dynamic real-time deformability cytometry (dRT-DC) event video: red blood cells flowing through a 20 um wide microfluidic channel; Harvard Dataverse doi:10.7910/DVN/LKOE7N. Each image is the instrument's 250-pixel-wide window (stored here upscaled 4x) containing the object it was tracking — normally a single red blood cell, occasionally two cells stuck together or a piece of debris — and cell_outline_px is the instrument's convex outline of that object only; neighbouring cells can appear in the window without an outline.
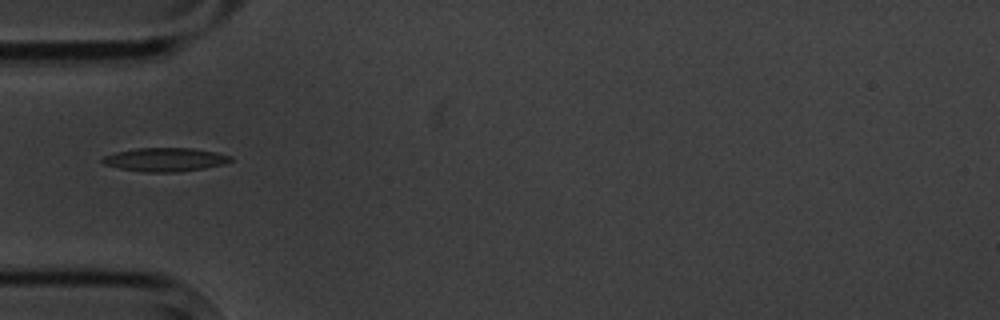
{"species": "common noctule bat (a hibernating species)", "species_latin": "Nyctalus noctula", "temperature_condition": "cold", "stored_images_in_passage": 6, "camera_frame_rate_fps": 3000, "um_per_image_px": 0.085, "animal": {"sex": "male", "body_mass_g": 20.1, "forearm_length_mm": 53.5}, "frame": {"image": 1, "passage_image": 1, "time_ms": 0.0, "image_size_px": [1000, 320], "cell_outline_px": [[232, 160], [224, 164], [204, 168], [180, 172], [144, 172], [120, 168], [104, 164], [100, 160], [104, 156], [116, 152], [136, 148], [192, 148], [216, 152], [232, 156]], "centroid_in_image_um": [14.04, 13.56], "position_along_channel_um": 71.0, "area_um2": 17.63}}
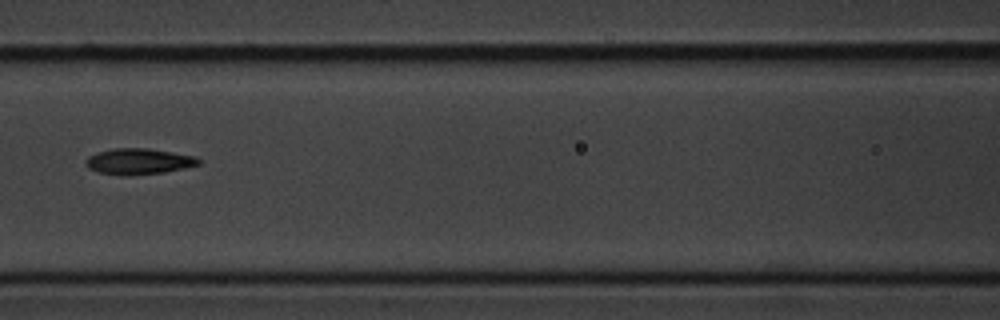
{"frame": {"image": 2, "passage_image": 3, "time_ms": 2.333, "image_size_px": [1000, 320], "cell_outline_px": [[200, 164], [184, 168], [164, 172], [128, 176], [124, 176], [100, 172], [88, 168], [88, 156], [112, 148], [148, 148], [196, 156], [200, 160]], "centroid_in_image_um": [11.83, 13.72], "position_along_channel_um": 154.8, "area_um2": 16.88}}
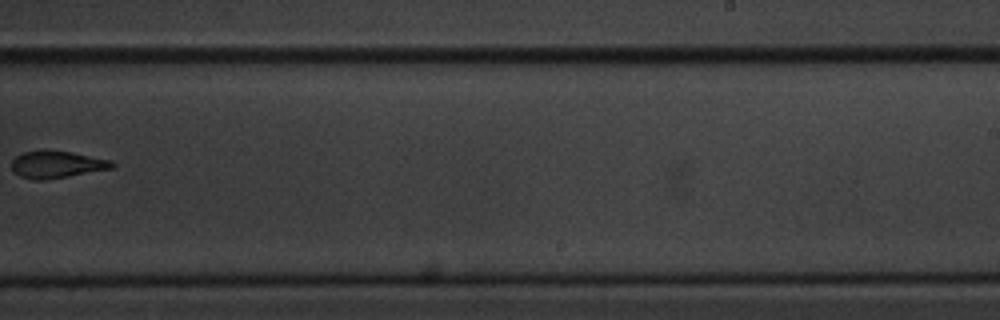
{"frame": {"image": 3, "passage_image": 6, "time_ms": 6.0, "image_size_px": [1000, 320], "cell_outline_px": [[116, 164], [112, 168], [68, 176], [44, 180], [32, 180], [20, 176], [12, 172], [12, 160], [16, 156], [24, 152], [68, 152], [112, 160]], "centroid_in_image_um": [4.81, 14.01], "position_along_channel_um": 284.2, "area_um2": 15.37}}